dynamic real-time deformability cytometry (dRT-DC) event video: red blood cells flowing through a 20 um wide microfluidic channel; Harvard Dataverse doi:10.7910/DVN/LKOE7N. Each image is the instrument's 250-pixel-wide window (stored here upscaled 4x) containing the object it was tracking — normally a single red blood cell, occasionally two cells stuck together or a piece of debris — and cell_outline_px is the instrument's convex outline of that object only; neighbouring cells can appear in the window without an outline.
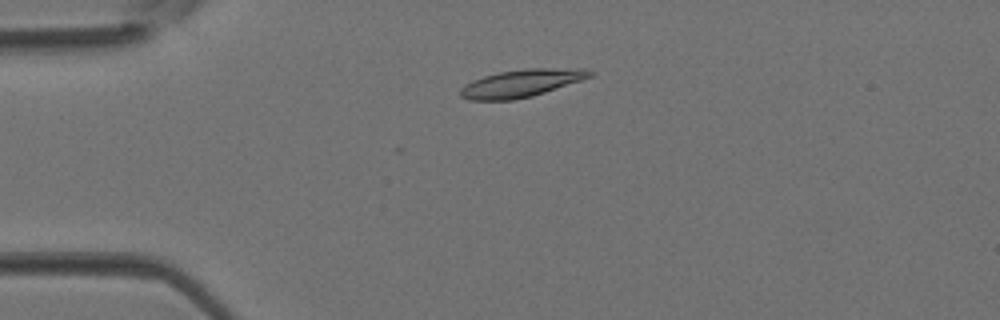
{"species": "Egyptian fruit bat (a non-hibernating species)", "species_latin": "Rousettus aegyptiacus", "temperature_condition": "room temperature", "stored_images_in_passage": 4, "camera_frame_rate_fps": 3000, "um_per_image_px": 0.085, "animal": {"sex": "female"}, "frame": {"image": 1, "passage_image": 3, "time_ms": 0.667, "image_size_px": [1000, 320], "cell_outline_px": [[596, 72], [592, 76], [532, 96], [512, 100], [468, 100], [460, 96], [460, 88], [464, 84], [472, 80], [484, 76], [500, 72], [524, 68], [584, 68]], "centroid_in_image_um": [44.3, 7.06], "position_along_channel_um": 40.7, "area_um2": 20.81}}